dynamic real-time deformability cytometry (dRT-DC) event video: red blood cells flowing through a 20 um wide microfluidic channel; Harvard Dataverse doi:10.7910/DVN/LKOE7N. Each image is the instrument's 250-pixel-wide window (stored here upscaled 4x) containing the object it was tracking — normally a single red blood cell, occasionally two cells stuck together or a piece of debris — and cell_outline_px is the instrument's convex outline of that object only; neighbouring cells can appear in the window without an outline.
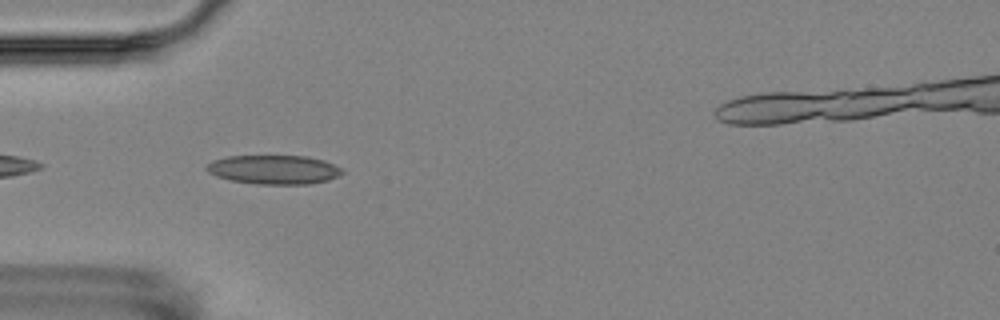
{"species": "Egyptian fruit bat (a non-hibernating species)", "species_latin": "Rousettus aegyptiacus", "temperature_condition": "room temperature", "stored_images_in_passage": 6, "camera_frame_rate_fps": 3000, "um_per_image_px": 0.085, "animal": {"sex": "female"}, "frame": {"image": 1, "passage_image": 4, "time_ms": 5.0, "image_size_px": [1000, 320], "cell_outline_px": [[344, 172], [328, 180], [308, 184], [256, 184], [232, 180], [216, 176], [208, 172], [204, 168], [212, 160], [228, 156], [308, 156], [324, 160], [340, 168]], "centroid_in_image_um": [23.25, 14.41], "position_along_channel_um": 61.7, "area_um2": 22.83}}
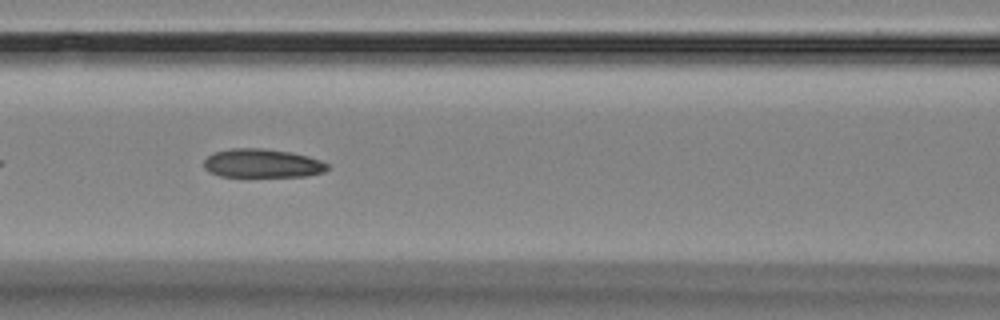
{"frame": {"image": 2, "passage_image": 6, "time_ms": 7.333, "image_size_px": [1000, 320], "cell_outline_px": [[328, 168], [324, 172], [308, 176], [220, 176], [208, 172], [204, 168], [204, 160], [208, 156], [216, 152], [232, 148], [264, 148], [288, 152], [308, 156], [320, 160], [328, 164]], "centroid_in_image_um": [22.28, 13.88], "position_along_channel_um": 144.3, "area_um2": 20.58}}